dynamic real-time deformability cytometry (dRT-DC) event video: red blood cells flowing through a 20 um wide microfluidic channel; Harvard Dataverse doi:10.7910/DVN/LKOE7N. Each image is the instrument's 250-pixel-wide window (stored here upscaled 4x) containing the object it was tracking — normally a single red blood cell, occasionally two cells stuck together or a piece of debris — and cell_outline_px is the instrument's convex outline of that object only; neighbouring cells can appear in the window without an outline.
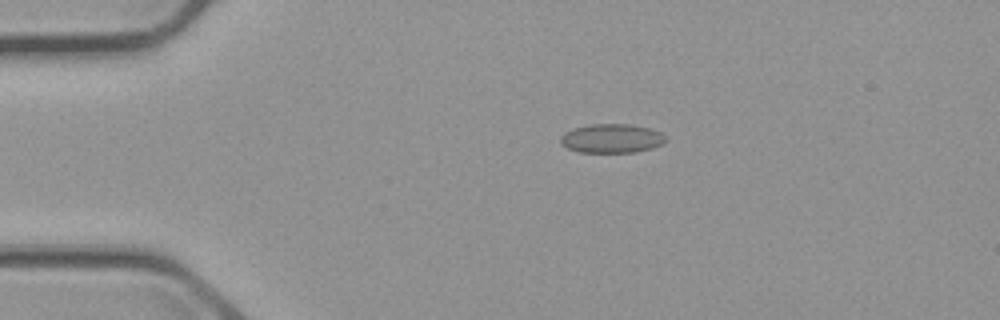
{"species": "common noctule bat (a hibernating species)", "species_latin": "Nyctalus noctula", "temperature_condition": "cold", "stored_images_in_passage": 4, "camera_frame_rate_fps": 3000, "um_per_image_px": 0.085, "animal": {"sex": "male", "body_mass_g": 23.1, "forearm_length_mm": 52.7}, "frame": {"image": 1, "passage_image": 1, "time_ms": 0.0, "image_size_px": [1000, 320], "cell_outline_px": [[668, 140], [664, 144], [652, 148], [636, 152], [580, 152], [568, 148], [560, 140], [560, 136], [564, 132], [572, 128], [592, 124], [632, 124], [648, 128], [660, 132]], "centroid_in_image_um": [52.02, 11.76], "position_along_channel_um": 33.0, "area_um2": 17.8}}
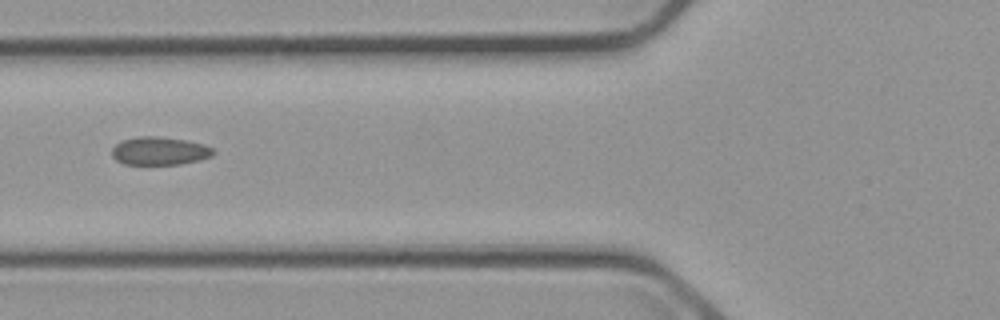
{"frame": {"image": 2, "passage_image": 3, "time_ms": 3.333, "image_size_px": [1000, 320], "cell_outline_px": [[216, 152], [212, 156], [200, 160], [180, 164], [124, 164], [116, 160], [112, 156], [112, 148], [116, 144], [124, 140], [140, 136], [156, 136], [188, 140], [204, 144], [212, 148]], "centroid_in_image_um": [13.59, 12.83], "position_along_channel_um": 112.2, "area_um2": 16.65}}
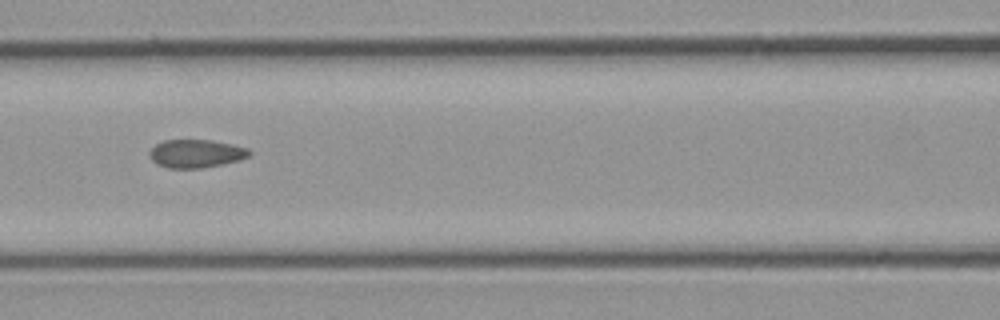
{"frame": {"image": 3, "passage_image": 4, "time_ms": 4.333, "image_size_px": [1000, 320], "cell_outline_px": [[252, 152], [248, 156], [240, 160], [200, 168], [168, 168], [156, 164], [148, 156], [148, 152], [156, 144], [164, 140], [212, 140], [232, 144], [248, 148]], "centroid_in_image_um": [16.64, 13.05], "position_along_channel_um": 150.0, "area_um2": 16.42}}